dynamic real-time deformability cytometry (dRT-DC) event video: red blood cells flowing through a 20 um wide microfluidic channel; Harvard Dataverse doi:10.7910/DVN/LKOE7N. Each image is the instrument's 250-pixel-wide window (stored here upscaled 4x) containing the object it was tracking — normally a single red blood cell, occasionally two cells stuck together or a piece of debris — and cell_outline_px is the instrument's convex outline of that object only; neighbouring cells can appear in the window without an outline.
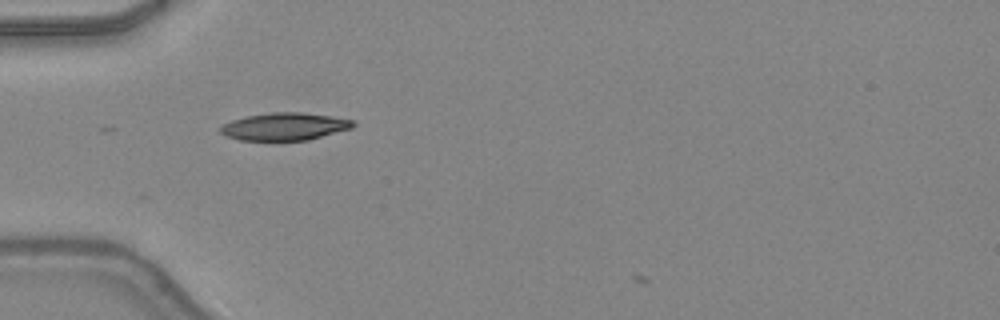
{"species": "common noctule bat (a hibernating species)", "species_latin": "Nyctalus noctula", "temperature_condition": "warm", "stored_images_in_passage": 5, "camera_frame_rate_fps": 3000, "um_per_image_px": 0.085, "animal": {"sex": "female", "body_mass_g": 24.6, "forearm_length_mm": 56.2}, "frame": {"image": 1, "passage_image": 2, "time_ms": 0.333, "image_size_px": [1000, 320], "cell_outline_px": [[356, 124], [352, 128], [308, 140], [240, 140], [224, 136], [220, 132], [220, 128], [224, 124], [232, 120], [244, 116], [272, 112], [304, 112], [332, 116], [352, 120]], "centroid_in_image_um": [24.18, 10.75], "position_along_channel_um": 60.8, "area_um2": 21.33}}